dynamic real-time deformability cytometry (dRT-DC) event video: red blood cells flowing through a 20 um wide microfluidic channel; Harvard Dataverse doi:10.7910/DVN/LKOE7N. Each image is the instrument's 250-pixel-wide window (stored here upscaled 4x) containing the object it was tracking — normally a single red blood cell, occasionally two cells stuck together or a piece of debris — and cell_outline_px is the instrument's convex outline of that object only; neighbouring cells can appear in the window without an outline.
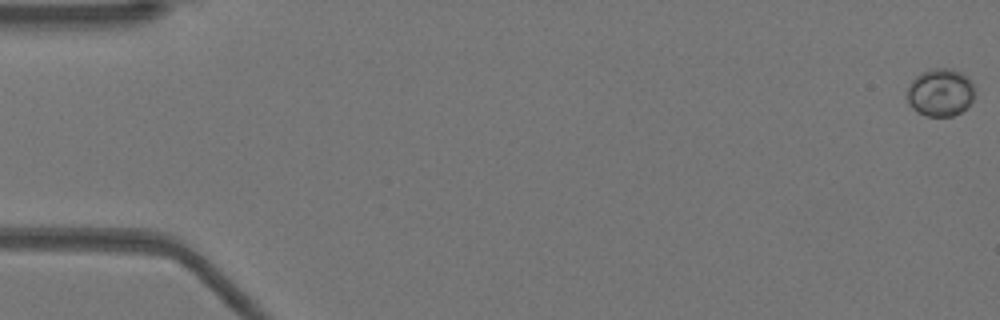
{"species": "Egyptian fruit bat (a non-hibernating species)", "species_latin": "Rousettus aegyptiacus", "temperature_condition": "warm", "stored_images_in_passage": 53, "camera_frame_rate_fps": 3000, "um_per_image_px": 0.085, "animal": {"sex": "female"}, "frame": {"image": 1, "passage_image": 1, "time_ms": 0.0, "image_size_px": [1000, 320], "cell_outline_px": [[976, 88], [972, 100], [960, 112], [952, 116], [928, 116], [916, 112], [908, 104], [908, 88], [912, 80], [916, 76], [932, 68], [948, 68], [960, 72], [968, 76], [972, 80]], "centroid_in_image_um": [79.95, 7.85], "position_along_channel_um": 5.1, "area_um2": 18.84}}
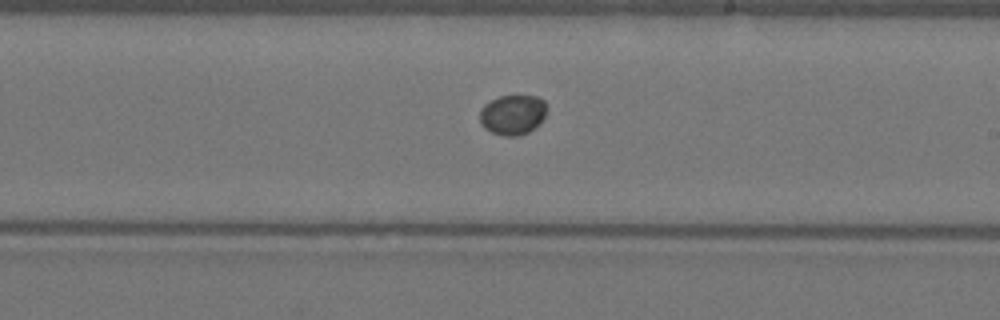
{"frame": {"image": 2, "passage_image": 31, "time_ms": 10.0, "image_size_px": [1000, 320], "cell_outline_px": [[548, 108], [540, 124], [528, 132], [516, 136], [504, 136], [492, 132], [484, 128], [480, 124], [480, 108], [488, 100], [500, 96], [516, 92], [536, 96], [544, 100]], "centroid_in_image_um": [43.58, 9.69], "position_along_channel_um": 245.4, "area_um2": 16.36}}
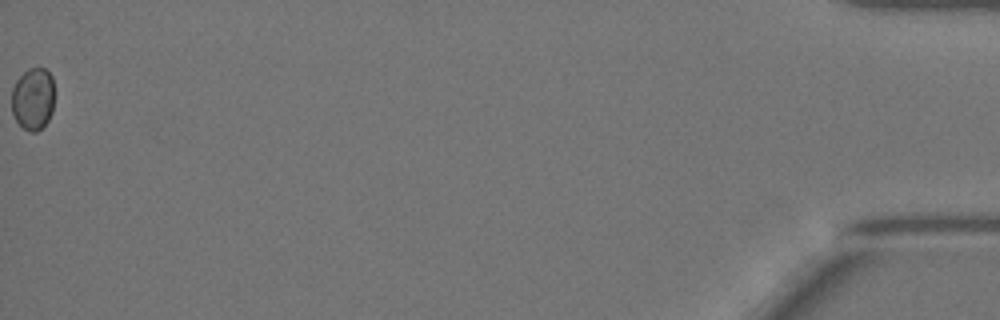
{"frame": {"image": 3, "passage_image": 53, "time_ms": 17.333, "image_size_px": [1000, 320], "cell_outline_px": [[52, 112], [48, 120], [36, 132], [28, 132], [16, 120], [12, 112], [12, 88], [16, 80], [28, 68], [44, 68], [52, 76]], "centroid_in_image_um": [2.78, 8.4], "position_along_channel_um": 432.4, "area_um2": 15.32}}